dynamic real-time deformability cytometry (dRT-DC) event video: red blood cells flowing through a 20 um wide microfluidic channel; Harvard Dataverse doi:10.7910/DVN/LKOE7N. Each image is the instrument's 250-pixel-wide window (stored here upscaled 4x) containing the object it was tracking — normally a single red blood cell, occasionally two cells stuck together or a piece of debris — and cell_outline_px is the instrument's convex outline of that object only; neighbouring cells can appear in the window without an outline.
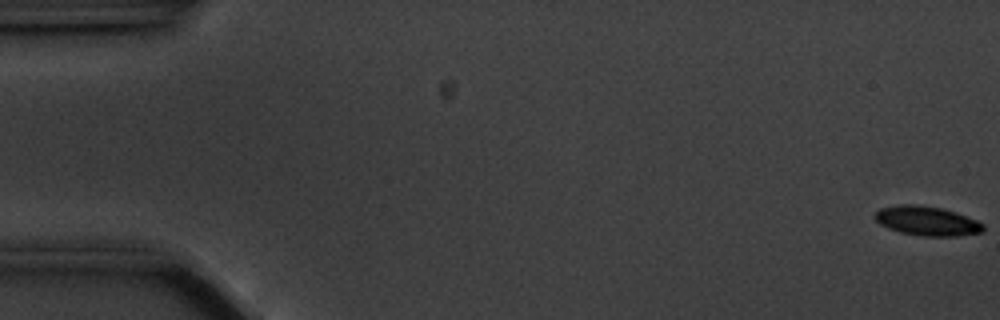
{"species": "common noctule bat (a hibernating species)", "species_latin": "Nyctalus noctula", "temperature_condition": "cold", "stored_images_in_passage": 57, "camera_frame_rate_fps": 3000, "um_per_image_px": 0.085, "animal": {"sex": "male", "body_mass_g": 20.1, "forearm_length_mm": 53.5}, "frame": {"image": 1, "passage_image": 1, "time_ms": 0.0, "image_size_px": [1000, 320], "cell_outline_px": [[984, 232], [956, 236], [924, 236], [900, 232], [888, 228], [880, 224], [872, 216], [880, 208], [900, 204], [916, 204], [940, 208], [956, 212], [976, 220], [984, 224]], "centroid_in_image_um": [78.78, 18.78], "position_along_channel_um": 6.2, "area_um2": 18.55}}
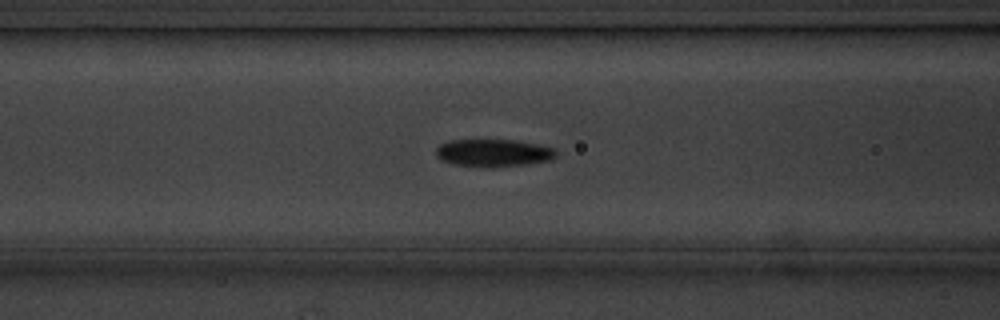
{"frame": {"image": 2, "passage_image": 23, "time_ms": 7.333, "image_size_px": [1000, 320], "cell_outline_px": [[556, 156], [548, 160], [524, 164], [488, 168], [484, 168], [452, 164], [440, 160], [436, 156], [436, 148], [440, 144], [448, 140], [516, 140], [556, 148]], "centroid_in_image_um": [41.88, 13.0], "position_along_channel_um": 124.7, "area_um2": 19.42}}
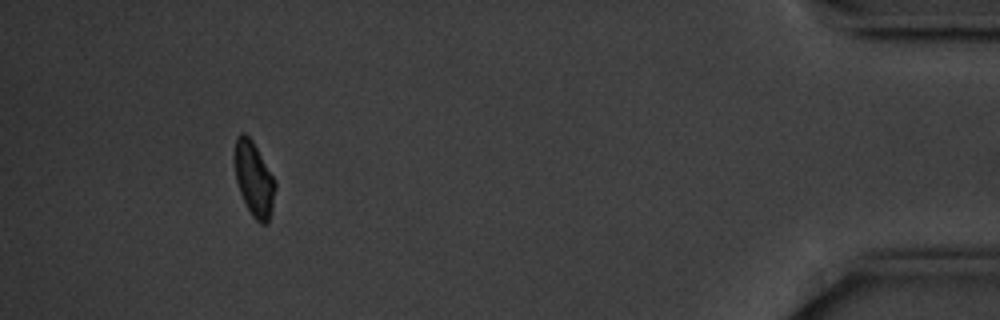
{"frame": {"image": 3, "passage_image": 53, "time_ms": 17.333, "image_size_px": [1000, 320], "cell_outline_px": [[276, 188], [272, 208], [268, 224], [260, 224], [252, 216], [240, 192], [236, 180], [232, 156], [236, 136], [240, 132], [244, 132], [252, 140], [276, 180]], "centroid_in_image_um": [21.57, 15.18], "position_along_channel_um": 413.6, "area_um2": 18.03}, "authors_computed_cell_mechanics": {"area_um2": 18.7272, "velocity_mm_per_s": 3.5251, "shape_relaxation_time_tau1_ms": 1.7313, "shape_relaxation_time_tau2_ms": 8.3226, "deformation_change_tau1": 0.0971, "deformation_change_tau2": 0.1319}}